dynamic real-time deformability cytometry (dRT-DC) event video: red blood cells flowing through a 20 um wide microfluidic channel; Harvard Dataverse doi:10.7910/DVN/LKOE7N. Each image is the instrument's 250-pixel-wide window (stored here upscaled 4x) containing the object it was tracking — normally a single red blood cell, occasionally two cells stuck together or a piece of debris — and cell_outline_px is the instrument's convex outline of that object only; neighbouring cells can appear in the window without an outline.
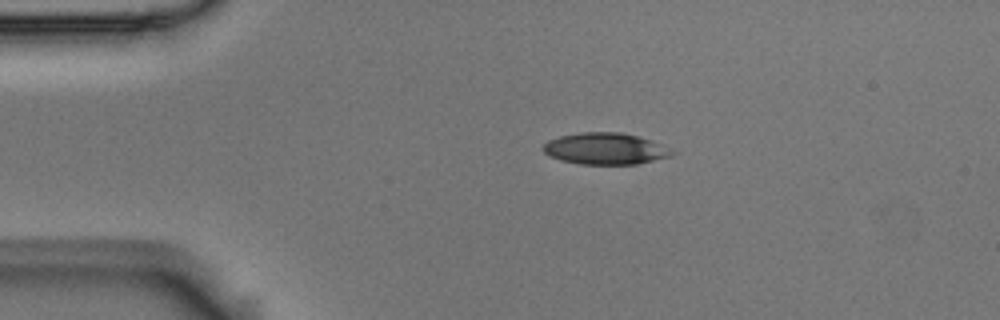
{"species": "Egyptian fruit bat (a non-hibernating species)", "species_latin": "Rousettus aegyptiacus", "temperature_condition": "room temperature", "stored_images_in_passage": 4, "camera_frame_rate_fps": 3000, "um_per_image_px": 0.085, "animal": {"sex": "male"}, "frame": {"image": 1, "passage_image": 1, "time_ms": 0.0, "image_size_px": [1000, 320], "cell_outline_px": [[680, 152], [672, 156], [636, 164], [580, 164], [560, 160], [548, 156], [544, 152], [544, 144], [548, 140], [560, 136], [580, 132], [620, 132], [652, 140]], "centroid_in_image_um": [51.5, 12.64], "position_along_channel_um": 33.5, "area_um2": 23.87}}
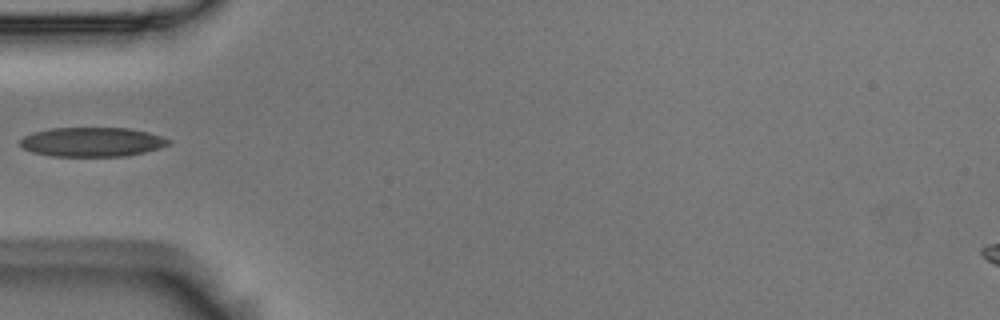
{"frame": {"image": 2, "passage_image": 3, "time_ms": 0.667, "image_size_px": [1000, 320], "cell_outline_px": [[172, 144], [160, 148], [144, 152], [124, 156], [52, 156], [32, 152], [24, 148], [20, 144], [20, 140], [24, 136], [32, 132], [52, 128], [132, 128], [148, 132], [172, 140]], "centroid_in_image_um": [7.85, 12.06], "position_along_channel_um": 77.1, "area_um2": 25.43}}
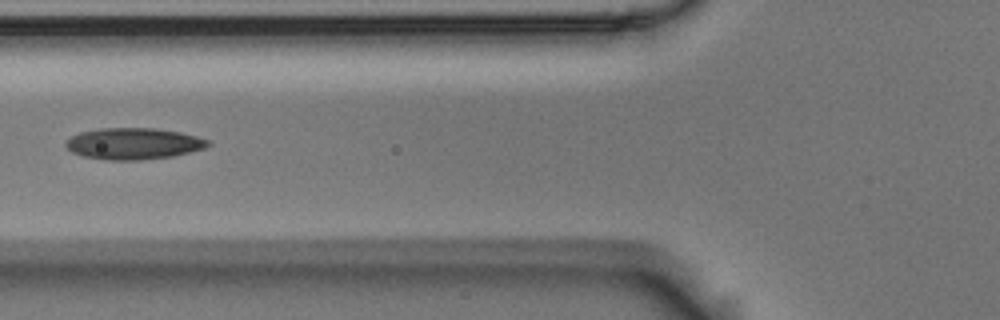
{"frame": {"image": 3, "passage_image": 4, "time_ms": 1.0, "image_size_px": [1000, 320], "cell_outline_px": [[212, 144], [204, 148], [172, 156], [140, 160], [104, 160], [84, 156], [72, 152], [64, 144], [72, 136], [80, 132], [100, 128], [152, 128], [180, 132], [196, 136], [208, 140]], "centroid_in_image_um": [11.34, 12.21], "position_along_channel_um": 114.5, "area_um2": 25.89}}